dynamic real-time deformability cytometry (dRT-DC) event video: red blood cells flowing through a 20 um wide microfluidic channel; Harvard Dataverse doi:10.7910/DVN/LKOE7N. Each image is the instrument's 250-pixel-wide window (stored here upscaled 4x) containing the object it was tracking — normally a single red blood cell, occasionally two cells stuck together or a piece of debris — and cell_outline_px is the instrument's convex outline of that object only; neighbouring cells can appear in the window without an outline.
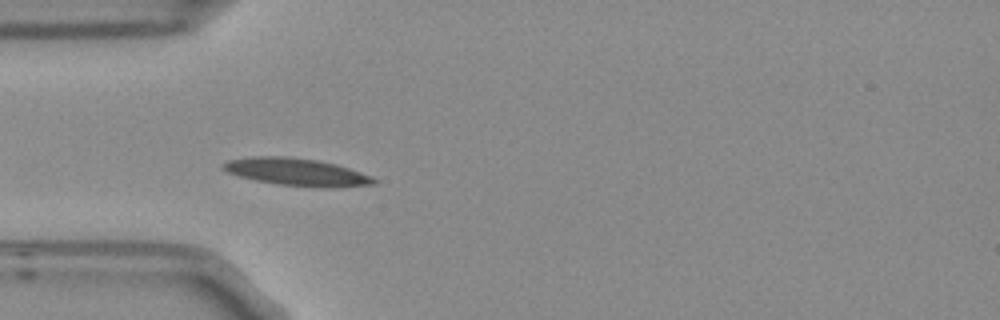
{"species": "Egyptian fruit bat (a non-hibernating species)", "species_latin": "Rousettus aegyptiacus", "temperature_condition": "room temperature", "stored_images_in_passage": 2, "camera_frame_rate_fps": 3000, "um_per_image_px": 0.085, "frame": {"image": 1, "passage_image": 1, "time_ms": 0.0, "image_size_px": [1000, 320], "cell_outline_px": [[376, 184], [332, 188], [320, 188], [280, 184], [256, 180], [240, 176], [228, 172], [220, 168], [220, 164], [228, 160], [252, 156], [288, 156], [316, 160], [336, 164], [372, 176], [376, 180]], "centroid_in_image_um": [25.21, 14.62], "position_along_channel_um": 59.8, "area_um2": 24.16}}